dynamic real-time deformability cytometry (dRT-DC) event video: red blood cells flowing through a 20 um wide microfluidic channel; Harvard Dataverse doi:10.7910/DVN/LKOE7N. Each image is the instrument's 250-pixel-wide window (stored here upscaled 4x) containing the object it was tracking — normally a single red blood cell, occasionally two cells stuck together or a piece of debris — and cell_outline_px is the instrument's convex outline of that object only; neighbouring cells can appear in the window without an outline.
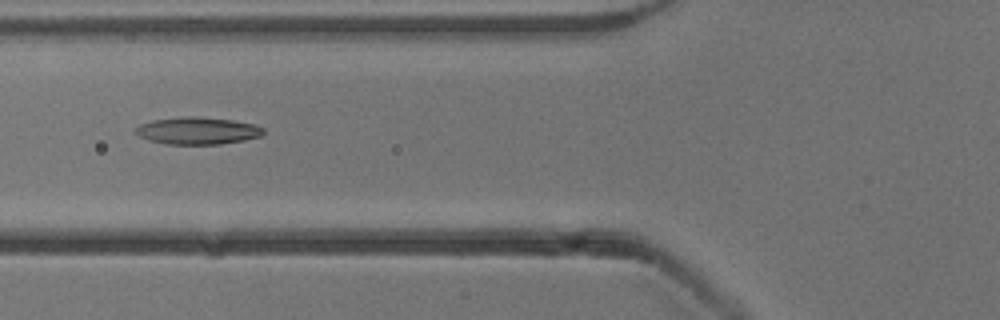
{"species": "common noctule bat (a hibernating species)", "species_latin": "Nyctalus noctula", "temperature_condition": "cold", "stored_images_in_passage": 7, "camera_frame_rate_fps": 3000, "um_per_image_px": 0.085, "animal": {"sex": "male", "body_mass_g": 13.3}, "frame": {"image": 1, "passage_image": 5, "time_ms": 4.667, "image_size_px": [1000, 320], "cell_outline_px": [[264, 132], [260, 136], [244, 140], [220, 144], [164, 144], [148, 140], [132, 132], [140, 124], [152, 120], [180, 116], [192, 116], [232, 120], [252, 124], [264, 128]], "centroid_in_image_um": [16.74, 11.11], "position_along_channel_um": 109.1, "area_um2": 20.29}}
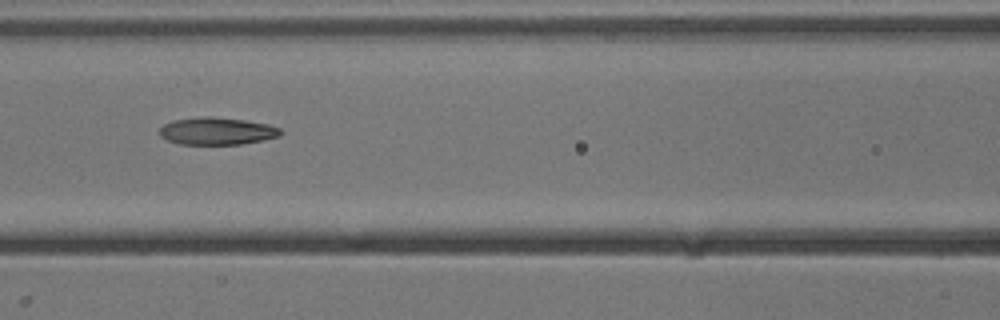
{"frame": {"image": 2, "passage_image": 6, "time_ms": 5.667, "image_size_px": [1000, 320], "cell_outline_px": [[280, 136], [264, 140], [240, 144], [180, 144], [168, 140], [160, 136], [160, 128], [164, 124], [172, 120], [204, 116], [212, 116], [244, 120], [268, 124], [280, 128]], "centroid_in_image_um": [18.43, 11.13], "position_along_channel_um": 148.2, "area_um2": 19.25}}
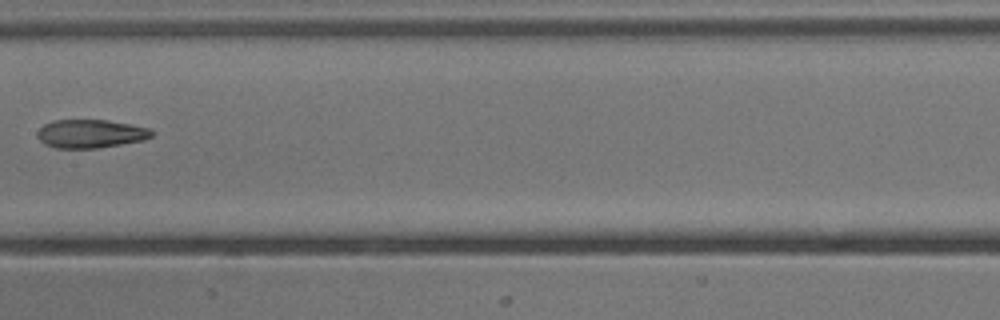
{"frame": {"image": 3, "passage_image": 7, "time_ms": 7.0, "image_size_px": [1000, 320], "cell_outline_px": [[152, 136], [144, 140], [96, 148], [56, 148], [44, 144], [36, 136], [36, 132], [44, 124], [52, 120], [108, 120], [148, 128], [152, 132]], "centroid_in_image_um": [7.64, 11.36], "position_along_channel_um": 199.8, "area_um2": 18.84}}